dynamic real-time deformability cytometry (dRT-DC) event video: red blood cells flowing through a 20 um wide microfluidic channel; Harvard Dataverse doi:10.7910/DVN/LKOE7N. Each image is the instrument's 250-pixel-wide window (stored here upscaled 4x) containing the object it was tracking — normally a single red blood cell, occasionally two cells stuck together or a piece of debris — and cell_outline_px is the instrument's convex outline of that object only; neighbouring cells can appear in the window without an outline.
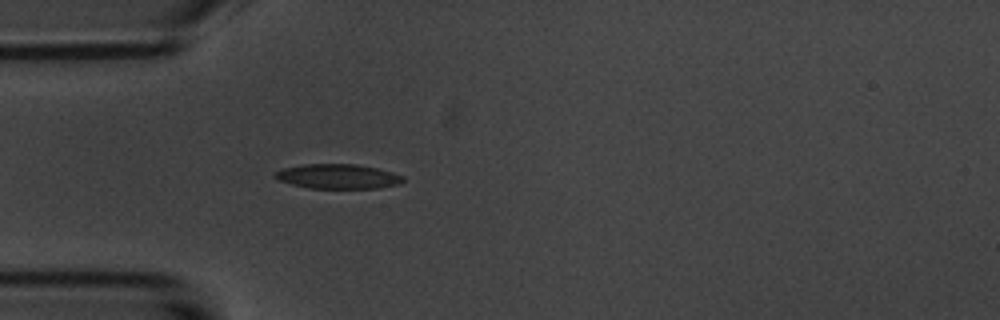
{"species": "common noctule bat (a hibernating species)", "species_latin": "Nyctalus noctula", "temperature_condition": "room temperature", "stored_images_in_passage": 1, "camera_frame_rate_fps": 3000, "um_per_image_px": 0.085, "animal": {"sex": "male", "body_mass_g": 20.1, "forearm_length_mm": 53.5}, "frame": {"image": 1, "passage_image": 1, "time_ms": 0.0, "image_size_px": [1000, 320], "cell_outline_px": [[404, 180], [400, 184], [380, 188], [308, 188], [276, 180], [272, 176], [276, 172], [284, 168], [304, 164], [356, 164], [376, 168], [392, 172], [404, 176]], "centroid_in_image_um": [28.72, 15.0], "position_along_channel_um": 56.3, "area_um2": 18.44}}